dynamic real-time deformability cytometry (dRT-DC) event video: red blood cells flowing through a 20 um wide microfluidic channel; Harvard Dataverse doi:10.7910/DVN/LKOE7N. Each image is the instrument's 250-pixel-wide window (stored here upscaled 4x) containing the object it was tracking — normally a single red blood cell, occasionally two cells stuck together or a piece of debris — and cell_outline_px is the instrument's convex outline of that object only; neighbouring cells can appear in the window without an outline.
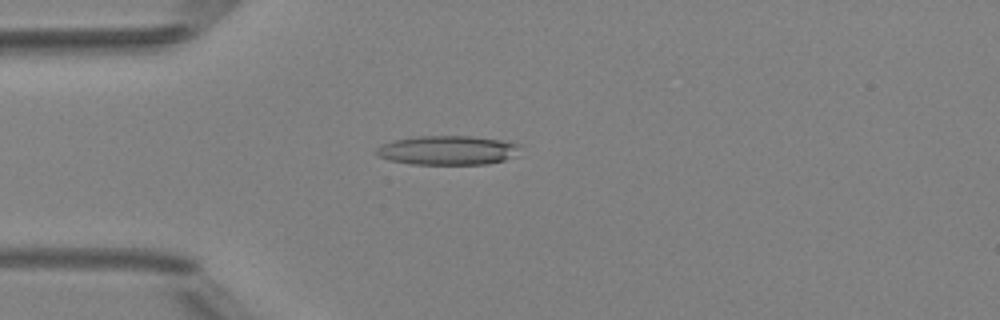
{"species": "Egyptian fruit bat (a non-hibernating species)", "species_latin": "Rousettus aegyptiacus", "temperature_condition": "room temperature", "stored_images_in_passage": 4, "camera_frame_rate_fps": 3000, "um_per_image_px": 0.085, "animal": {"sex": "female"}, "frame": {"image": 1, "passage_image": 4, "time_ms": 3.333, "image_size_px": [1000, 320], "cell_outline_px": [[520, 144], [516, 156], [504, 160], [488, 164], [412, 164], [388, 160], [380, 156], [376, 152], [376, 148], [380, 144], [396, 140], [420, 136], [472, 136], [500, 140]], "centroid_in_image_um": [38.06, 12.77], "position_along_channel_um": 46.9, "area_um2": 24.39}}